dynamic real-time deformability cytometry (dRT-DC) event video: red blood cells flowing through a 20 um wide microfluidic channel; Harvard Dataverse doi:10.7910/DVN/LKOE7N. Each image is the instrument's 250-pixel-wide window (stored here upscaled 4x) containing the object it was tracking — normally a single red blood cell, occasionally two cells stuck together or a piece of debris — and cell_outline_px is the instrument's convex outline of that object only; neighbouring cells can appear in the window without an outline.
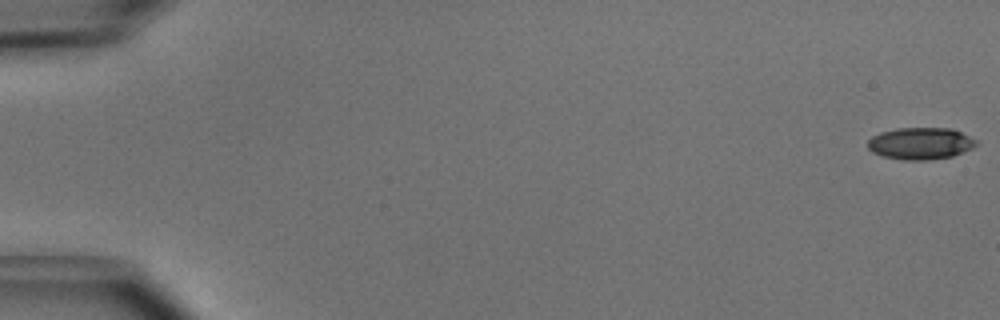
{"species": "common noctule bat (a hibernating species)", "species_latin": "Nyctalus noctula", "temperature_condition": "cold", "stored_images_in_passage": 8, "camera_frame_rate_fps": 3000, "um_per_image_px": 0.085, "animal": {"sex": "male", "body_mass_g": 15.6}, "frame": {"image": 1, "passage_image": 1, "time_ms": 0.0, "image_size_px": [1000, 320], "cell_outline_px": [[976, 144], [972, 148], [952, 156], [924, 160], [904, 160], [884, 156], [872, 152], [868, 148], [868, 140], [872, 136], [880, 132], [896, 128], [952, 128], [976, 140]], "centroid_in_image_um": [78.21, 12.18], "position_along_channel_um": 6.8, "area_um2": 20.0}}